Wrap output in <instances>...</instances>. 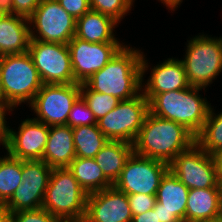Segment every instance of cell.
I'll use <instances>...</instances> for the list:
<instances>
[{
	"label": "cell",
	"mask_w": 222,
	"mask_h": 222,
	"mask_svg": "<svg viewBox=\"0 0 222 222\" xmlns=\"http://www.w3.org/2000/svg\"><path fill=\"white\" fill-rule=\"evenodd\" d=\"M59 220L43 208L9 213V222H58Z\"/></svg>",
	"instance_id": "4dcf8cb0"
},
{
	"label": "cell",
	"mask_w": 222,
	"mask_h": 222,
	"mask_svg": "<svg viewBox=\"0 0 222 222\" xmlns=\"http://www.w3.org/2000/svg\"><path fill=\"white\" fill-rule=\"evenodd\" d=\"M132 222H159L158 211L153 208L143 214L133 215Z\"/></svg>",
	"instance_id": "d590c367"
},
{
	"label": "cell",
	"mask_w": 222,
	"mask_h": 222,
	"mask_svg": "<svg viewBox=\"0 0 222 222\" xmlns=\"http://www.w3.org/2000/svg\"><path fill=\"white\" fill-rule=\"evenodd\" d=\"M13 14V1L12 0H0V15Z\"/></svg>",
	"instance_id": "74e56055"
},
{
	"label": "cell",
	"mask_w": 222,
	"mask_h": 222,
	"mask_svg": "<svg viewBox=\"0 0 222 222\" xmlns=\"http://www.w3.org/2000/svg\"><path fill=\"white\" fill-rule=\"evenodd\" d=\"M58 222H77V221H58Z\"/></svg>",
	"instance_id": "ee69618b"
},
{
	"label": "cell",
	"mask_w": 222,
	"mask_h": 222,
	"mask_svg": "<svg viewBox=\"0 0 222 222\" xmlns=\"http://www.w3.org/2000/svg\"><path fill=\"white\" fill-rule=\"evenodd\" d=\"M127 196L132 215L143 214L146 211L153 209L156 203V195H146L139 193L130 194Z\"/></svg>",
	"instance_id": "1f68e13d"
},
{
	"label": "cell",
	"mask_w": 222,
	"mask_h": 222,
	"mask_svg": "<svg viewBox=\"0 0 222 222\" xmlns=\"http://www.w3.org/2000/svg\"><path fill=\"white\" fill-rule=\"evenodd\" d=\"M13 14L29 18L39 6L41 0H12Z\"/></svg>",
	"instance_id": "836d02e7"
},
{
	"label": "cell",
	"mask_w": 222,
	"mask_h": 222,
	"mask_svg": "<svg viewBox=\"0 0 222 222\" xmlns=\"http://www.w3.org/2000/svg\"><path fill=\"white\" fill-rule=\"evenodd\" d=\"M215 167L218 171V174L222 180V149L216 151L215 153L212 154Z\"/></svg>",
	"instance_id": "f35d334b"
},
{
	"label": "cell",
	"mask_w": 222,
	"mask_h": 222,
	"mask_svg": "<svg viewBox=\"0 0 222 222\" xmlns=\"http://www.w3.org/2000/svg\"><path fill=\"white\" fill-rule=\"evenodd\" d=\"M141 50L124 45L117 54L85 84L93 91L128 100L137 96L144 82L148 62Z\"/></svg>",
	"instance_id": "6da1fadb"
},
{
	"label": "cell",
	"mask_w": 222,
	"mask_h": 222,
	"mask_svg": "<svg viewBox=\"0 0 222 222\" xmlns=\"http://www.w3.org/2000/svg\"><path fill=\"white\" fill-rule=\"evenodd\" d=\"M117 24L112 17L90 10L76 20L75 37L90 43H120L113 33Z\"/></svg>",
	"instance_id": "44dd1931"
},
{
	"label": "cell",
	"mask_w": 222,
	"mask_h": 222,
	"mask_svg": "<svg viewBox=\"0 0 222 222\" xmlns=\"http://www.w3.org/2000/svg\"><path fill=\"white\" fill-rule=\"evenodd\" d=\"M201 222H222V220L219 218H215V219L205 220V221H201Z\"/></svg>",
	"instance_id": "7bdbcfd3"
},
{
	"label": "cell",
	"mask_w": 222,
	"mask_h": 222,
	"mask_svg": "<svg viewBox=\"0 0 222 222\" xmlns=\"http://www.w3.org/2000/svg\"><path fill=\"white\" fill-rule=\"evenodd\" d=\"M22 160L8 153L0 157V202L4 205L22 183Z\"/></svg>",
	"instance_id": "484cf974"
},
{
	"label": "cell",
	"mask_w": 222,
	"mask_h": 222,
	"mask_svg": "<svg viewBox=\"0 0 222 222\" xmlns=\"http://www.w3.org/2000/svg\"><path fill=\"white\" fill-rule=\"evenodd\" d=\"M218 218L222 220V193H221L220 202H219Z\"/></svg>",
	"instance_id": "b9f144b4"
},
{
	"label": "cell",
	"mask_w": 222,
	"mask_h": 222,
	"mask_svg": "<svg viewBox=\"0 0 222 222\" xmlns=\"http://www.w3.org/2000/svg\"><path fill=\"white\" fill-rule=\"evenodd\" d=\"M182 62L190 86L208 87L222 72V37L195 36L188 41Z\"/></svg>",
	"instance_id": "8992f818"
},
{
	"label": "cell",
	"mask_w": 222,
	"mask_h": 222,
	"mask_svg": "<svg viewBox=\"0 0 222 222\" xmlns=\"http://www.w3.org/2000/svg\"><path fill=\"white\" fill-rule=\"evenodd\" d=\"M126 193L114 186L88 194L82 222H132Z\"/></svg>",
	"instance_id": "2e32d148"
},
{
	"label": "cell",
	"mask_w": 222,
	"mask_h": 222,
	"mask_svg": "<svg viewBox=\"0 0 222 222\" xmlns=\"http://www.w3.org/2000/svg\"><path fill=\"white\" fill-rule=\"evenodd\" d=\"M81 97L87 103L97 121L113 110L121 101L112 95L95 92L85 83H81Z\"/></svg>",
	"instance_id": "83f0119b"
},
{
	"label": "cell",
	"mask_w": 222,
	"mask_h": 222,
	"mask_svg": "<svg viewBox=\"0 0 222 222\" xmlns=\"http://www.w3.org/2000/svg\"><path fill=\"white\" fill-rule=\"evenodd\" d=\"M76 158L72 128L50 126L42 160L53 168H68Z\"/></svg>",
	"instance_id": "ac0fdd59"
},
{
	"label": "cell",
	"mask_w": 222,
	"mask_h": 222,
	"mask_svg": "<svg viewBox=\"0 0 222 222\" xmlns=\"http://www.w3.org/2000/svg\"><path fill=\"white\" fill-rule=\"evenodd\" d=\"M51 172L43 160H22V183L3 207L9 213L42 208Z\"/></svg>",
	"instance_id": "4fadbf2b"
},
{
	"label": "cell",
	"mask_w": 222,
	"mask_h": 222,
	"mask_svg": "<svg viewBox=\"0 0 222 222\" xmlns=\"http://www.w3.org/2000/svg\"><path fill=\"white\" fill-rule=\"evenodd\" d=\"M28 18L0 15V57L28 51L31 35Z\"/></svg>",
	"instance_id": "d6986e66"
},
{
	"label": "cell",
	"mask_w": 222,
	"mask_h": 222,
	"mask_svg": "<svg viewBox=\"0 0 222 222\" xmlns=\"http://www.w3.org/2000/svg\"><path fill=\"white\" fill-rule=\"evenodd\" d=\"M49 129L46 124L27 118L17 132L8 128L4 148L10 156L20 160H42Z\"/></svg>",
	"instance_id": "9a60e30c"
},
{
	"label": "cell",
	"mask_w": 222,
	"mask_h": 222,
	"mask_svg": "<svg viewBox=\"0 0 222 222\" xmlns=\"http://www.w3.org/2000/svg\"><path fill=\"white\" fill-rule=\"evenodd\" d=\"M28 20L31 40L68 44L76 33V19L57 0H41Z\"/></svg>",
	"instance_id": "30bf717a"
},
{
	"label": "cell",
	"mask_w": 222,
	"mask_h": 222,
	"mask_svg": "<svg viewBox=\"0 0 222 222\" xmlns=\"http://www.w3.org/2000/svg\"><path fill=\"white\" fill-rule=\"evenodd\" d=\"M133 3L134 0H89L91 10L108 15L118 23L132 9Z\"/></svg>",
	"instance_id": "f1b7e54d"
},
{
	"label": "cell",
	"mask_w": 222,
	"mask_h": 222,
	"mask_svg": "<svg viewBox=\"0 0 222 222\" xmlns=\"http://www.w3.org/2000/svg\"><path fill=\"white\" fill-rule=\"evenodd\" d=\"M169 170L188 188H222V180L212 155L196 142L180 152L169 164Z\"/></svg>",
	"instance_id": "ba28073f"
},
{
	"label": "cell",
	"mask_w": 222,
	"mask_h": 222,
	"mask_svg": "<svg viewBox=\"0 0 222 222\" xmlns=\"http://www.w3.org/2000/svg\"><path fill=\"white\" fill-rule=\"evenodd\" d=\"M222 188L189 189L185 222L218 218Z\"/></svg>",
	"instance_id": "7402d4cb"
},
{
	"label": "cell",
	"mask_w": 222,
	"mask_h": 222,
	"mask_svg": "<svg viewBox=\"0 0 222 222\" xmlns=\"http://www.w3.org/2000/svg\"><path fill=\"white\" fill-rule=\"evenodd\" d=\"M97 124V120L87 103L80 96L73 104L67 118V125L71 128Z\"/></svg>",
	"instance_id": "f546056e"
},
{
	"label": "cell",
	"mask_w": 222,
	"mask_h": 222,
	"mask_svg": "<svg viewBox=\"0 0 222 222\" xmlns=\"http://www.w3.org/2000/svg\"><path fill=\"white\" fill-rule=\"evenodd\" d=\"M12 111V108L0 97V143L4 146L7 131L9 126H7L6 112Z\"/></svg>",
	"instance_id": "e575fe53"
},
{
	"label": "cell",
	"mask_w": 222,
	"mask_h": 222,
	"mask_svg": "<svg viewBox=\"0 0 222 222\" xmlns=\"http://www.w3.org/2000/svg\"><path fill=\"white\" fill-rule=\"evenodd\" d=\"M76 157L94 158L108 142L97 124L72 128Z\"/></svg>",
	"instance_id": "d4e9b609"
},
{
	"label": "cell",
	"mask_w": 222,
	"mask_h": 222,
	"mask_svg": "<svg viewBox=\"0 0 222 222\" xmlns=\"http://www.w3.org/2000/svg\"><path fill=\"white\" fill-rule=\"evenodd\" d=\"M195 142L196 136L184 125L148 112L133 143V153L170 164Z\"/></svg>",
	"instance_id": "7a4b0ae2"
},
{
	"label": "cell",
	"mask_w": 222,
	"mask_h": 222,
	"mask_svg": "<svg viewBox=\"0 0 222 222\" xmlns=\"http://www.w3.org/2000/svg\"><path fill=\"white\" fill-rule=\"evenodd\" d=\"M71 57L74 80L85 83L101 70L123 47L121 43H90L73 37L67 44Z\"/></svg>",
	"instance_id": "5bb4252c"
},
{
	"label": "cell",
	"mask_w": 222,
	"mask_h": 222,
	"mask_svg": "<svg viewBox=\"0 0 222 222\" xmlns=\"http://www.w3.org/2000/svg\"><path fill=\"white\" fill-rule=\"evenodd\" d=\"M43 83L30 53L0 57V97L14 110L30 104Z\"/></svg>",
	"instance_id": "277c9868"
},
{
	"label": "cell",
	"mask_w": 222,
	"mask_h": 222,
	"mask_svg": "<svg viewBox=\"0 0 222 222\" xmlns=\"http://www.w3.org/2000/svg\"><path fill=\"white\" fill-rule=\"evenodd\" d=\"M132 153L133 144L120 140H108L94 160L103 174L114 184Z\"/></svg>",
	"instance_id": "603a6c76"
},
{
	"label": "cell",
	"mask_w": 222,
	"mask_h": 222,
	"mask_svg": "<svg viewBox=\"0 0 222 222\" xmlns=\"http://www.w3.org/2000/svg\"><path fill=\"white\" fill-rule=\"evenodd\" d=\"M87 196L68 168H53L42 208L60 221L82 222Z\"/></svg>",
	"instance_id": "5b68a950"
},
{
	"label": "cell",
	"mask_w": 222,
	"mask_h": 222,
	"mask_svg": "<svg viewBox=\"0 0 222 222\" xmlns=\"http://www.w3.org/2000/svg\"><path fill=\"white\" fill-rule=\"evenodd\" d=\"M162 1L163 4L166 5V7H168V9L170 8V10L174 11L175 8L178 7V5L181 4L182 0H160Z\"/></svg>",
	"instance_id": "ab89813d"
},
{
	"label": "cell",
	"mask_w": 222,
	"mask_h": 222,
	"mask_svg": "<svg viewBox=\"0 0 222 222\" xmlns=\"http://www.w3.org/2000/svg\"><path fill=\"white\" fill-rule=\"evenodd\" d=\"M196 143L209 155L222 149V112L216 114L210 108L204 127L196 136Z\"/></svg>",
	"instance_id": "4316f807"
},
{
	"label": "cell",
	"mask_w": 222,
	"mask_h": 222,
	"mask_svg": "<svg viewBox=\"0 0 222 222\" xmlns=\"http://www.w3.org/2000/svg\"><path fill=\"white\" fill-rule=\"evenodd\" d=\"M76 20L91 10L89 0H57Z\"/></svg>",
	"instance_id": "d6a6232c"
},
{
	"label": "cell",
	"mask_w": 222,
	"mask_h": 222,
	"mask_svg": "<svg viewBox=\"0 0 222 222\" xmlns=\"http://www.w3.org/2000/svg\"><path fill=\"white\" fill-rule=\"evenodd\" d=\"M188 193L189 189L168 170L160 181L154 209L170 211L185 222Z\"/></svg>",
	"instance_id": "ffe728a7"
},
{
	"label": "cell",
	"mask_w": 222,
	"mask_h": 222,
	"mask_svg": "<svg viewBox=\"0 0 222 222\" xmlns=\"http://www.w3.org/2000/svg\"><path fill=\"white\" fill-rule=\"evenodd\" d=\"M148 112L149 101L140 92L131 99L121 100L113 110L97 121V125L109 140L133 144Z\"/></svg>",
	"instance_id": "52a82bcc"
},
{
	"label": "cell",
	"mask_w": 222,
	"mask_h": 222,
	"mask_svg": "<svg viewBox=\"0 0 222 222\" xmlns=\"http://www.w3.org/2000/svg\"><path fill=\"white\" fill-rule=\"evenodd\" d=\"M68 169L87 195L113 186L94 158L76 157Z\"/></svg>",
	"instance_id": "cb8c5ba5"
},
{
	"label": "cell",
	"mask_w": 222,
	"mask_h": 222,
	"mask_svg": "<svg viewBox=\"0 0 222 222\" xmlns=\"http://www.w3.org/2000/svg\"><path fill=\"white\" fill-rule=\"evenodd\" d=\"M28 52L43 84L76 83L67 44L31 40Z\"/></svg>",
	"instance_id": "7c38bea8"
},
{
	"label": "cell",
	"mask_w": 222,
	"mask_h": 222,
	"mask_svg": "<svg viewBox=\"0 0 222 222\" xmlns=\"http://www.w3.org/2000/svg\"><path fill=\"white\" fill-rule=\"evenodd\" d=\"M201 87L156 94L149 101V112L153 115L184 125L197 136L204 127L211 105L199 95Z\"/></svg>",
	"instance_id": "3957f363"
},
{
	"label": "cell",
	"mask_w": 222,
	"mask_h": 222,
	"mask_svg": "<svg viewBox=\"0 0 222 222\" xmlns=\"http://www.w3.org/2000/svg\"><path fill=\"white\" fill-rule=\"evenodd\" d=\"M154 210L158 211L159 222H182L176 215L172 214V212L170 211L159 209Z\"/></svg>",
	"instance_id": "8d00e7d4"
},
{
	"label": "cell",
	"mask_w": 222,
	"mask_h": 222,
	"mask_svg": "<svg viewBox=\"0 0 222 222\" xmlns=\"http://www.w3.org/2000/svg\"><path fill=\"white\" fill-rule=\"evenodd\" d=\"M168 170L169 164L163 161L132 153L113 186L127 195H156L160 181Z\"/></svg>",
	"instance_id": "8fae6325"
},
{
	"label": "cell",
	"mask_w": 222,
	"mask_h": 222,
	"mask_svg": "<svg viewBox=\"0 0 222 222\" xmlns=\"http://www.w3.org/2000/svg\"><path fill=\"white\" fill-rule=\"evenodd\" d=\"M0 222H9V212L4 207L0 209Z\"/></svg>",
	"instance_id": "60d3db41"
},
{
	"label": "cell",
	"mask_w": 222,
	"mask_h": 222,
	"mask_svg": "<svg viewBox=\"0 0 222 222\" xmlns=\"http://www.w3.org/2000/svg\"><path fill=\"white\" fill-rule=\"evenodd\" d=\"M81 96V84H43L29 104L36 121L47 126L67 125L73 104Z\"/></svg>",
	"instance_id": "9c48e42d"
},
{
	"label": "cell",
	"mask_w": 222,
	"mask_h": 222,
	"mask_svg": "<svg viewBox=\"0 0 222 222\" xmlns=\"http://www.w3.org/2000/svg\"><path fill=\"white\" fill-rule=\"evenodd\" d=\"M151 75L147 83L141 85V92L150 101L156 94L167 91L186 89L188 83L185 67L182 60L168 58L161 64L151 69Z\"/></svg>",
	"instance_id": "e0dca14e"
}]
</instances>
